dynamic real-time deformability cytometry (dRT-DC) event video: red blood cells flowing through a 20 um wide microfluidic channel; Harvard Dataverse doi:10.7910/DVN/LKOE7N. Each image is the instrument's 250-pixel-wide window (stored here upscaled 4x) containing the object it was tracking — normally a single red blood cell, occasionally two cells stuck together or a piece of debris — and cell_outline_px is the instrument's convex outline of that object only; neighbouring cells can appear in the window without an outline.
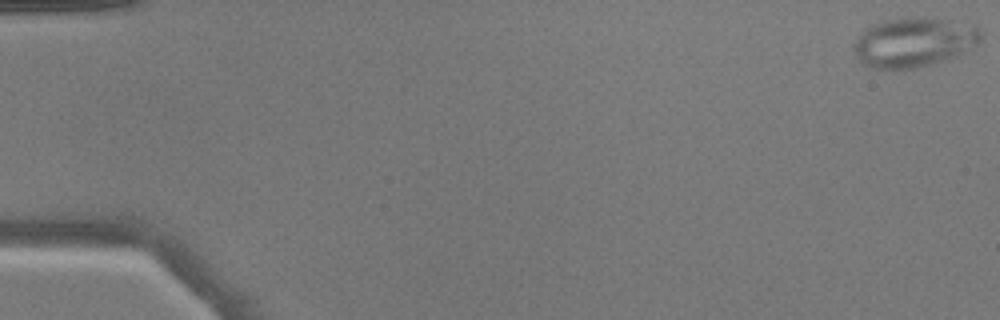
{"species": "common noctule bat (a hibernating species)", "species_latin": "Nyctalus noctula", "temperature_condition": "warm", "stored_images_in_passage": 14, "camera_frame_rate_fps": 3000, "um_per_image_px": 0.085, "animal": {"sex": "male", "body_mass_g": 17.9}, "frame": {"image": 1, "passage_image": 1, "time_ms": 0.0, "image_size_px": [1000, 320], "cell_outline_px": [[980, 40], [976, 44], [956, 56], [928, 64], [912, 68], [872, 68], [864, 64], [860, 60], [852, 48], [856, 40], [872, 24], [884, 20], [916, 16], [940, 20], [980, 28]], "centroid_in_image_um": [77.62, 3.59], "position_along_channel_um": 7.4, "area_um2": 35.49}}